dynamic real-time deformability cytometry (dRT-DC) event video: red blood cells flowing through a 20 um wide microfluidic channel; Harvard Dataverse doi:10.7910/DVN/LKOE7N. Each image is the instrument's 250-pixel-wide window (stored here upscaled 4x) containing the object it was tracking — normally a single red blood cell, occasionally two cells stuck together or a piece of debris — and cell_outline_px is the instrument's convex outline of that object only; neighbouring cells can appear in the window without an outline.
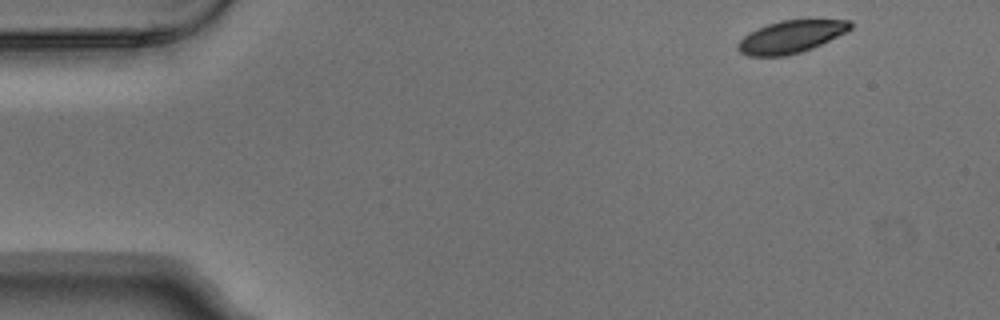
{"species": "Egyptian fruit bat (a non-hibernating species)", "species_latin": "Rousettus aegyptiacus", "temperature_condition": "warm", "stored_images_in_passage": 3, "camera_frame_rate_fps": 3000, "um_per_image_px": 0.085, "animal": {"sex": "male"}, "frame": {"image": 1, "passage_image": 1, "time_ms": 0.0, "image_size_px": [1000, 320], "cell_outline_px": [[852, 28], [812, 48], [800, 52], [784, 56], [748, 56], [740, 52], [736, 48], [736, 44], [744, 36], [768, 24], [780, 20], [852, 20]], "centroid_in_image_um": [67.2, 3.13], "position_along_channel_um": 17.8, "area_um2": 20.87}}
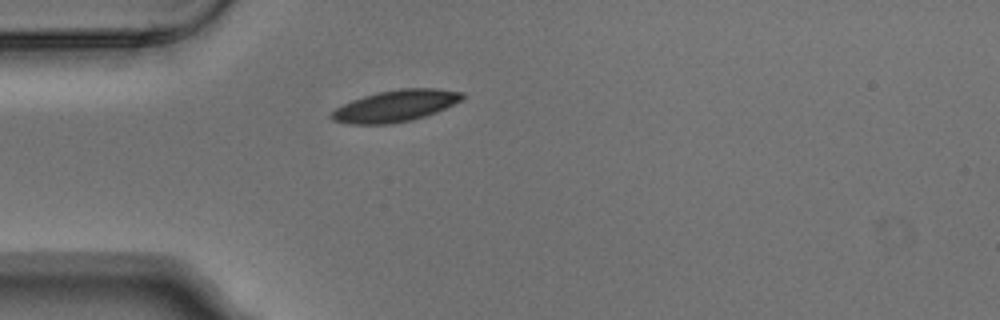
{"frame": {"image": 2, "passage_image": 3, "time_ms": 0.667, "image_size_px": [1000, 320], "cell_outline_px": [[464, 96], [460, 100], [436, 112], [412, 120], [388, 124], [352, 124], [332, 120], [328, 116], [336, 108], [352, 100], [376, 92], [400, 88], [440, 88], [464, 92]], "centroid_in_image_um": [33.61, 8.99], "position_along_channel_um": 51.4, "area_um2": 23.99}}